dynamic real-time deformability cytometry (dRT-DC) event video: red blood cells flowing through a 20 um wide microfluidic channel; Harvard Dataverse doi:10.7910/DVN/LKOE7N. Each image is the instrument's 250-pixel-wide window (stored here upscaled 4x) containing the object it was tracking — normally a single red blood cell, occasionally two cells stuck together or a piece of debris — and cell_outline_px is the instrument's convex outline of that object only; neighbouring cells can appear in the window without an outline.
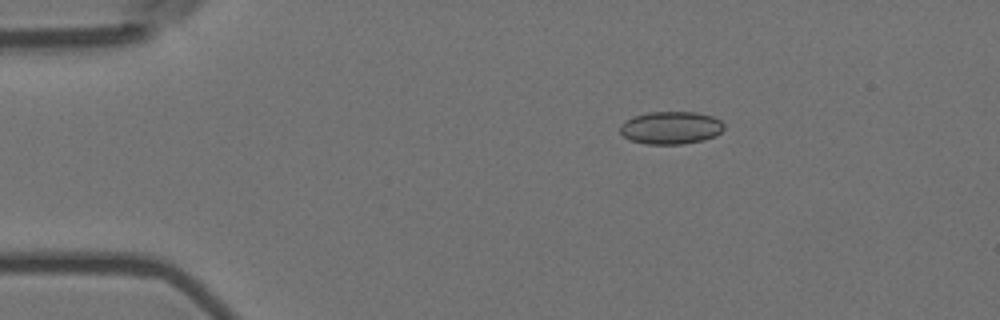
{"species": "Egyptian fruit bat (a non-hibernating species)", "species_latin": "Rousettus aegyptiacus", "temperature_condition": "room temperature", "stored_images_in_passage": 47, "camera_frame_rate_fps": 3000, "um_per_image_px": 0.085, "animal": {"sex": "female"}, "frame": {"image": 1, "passage_image": 1, "time_ms": 0.0, "image_size_px": [1000, 320], "cell_outline_px": [[724, 128], [716, 136], [704, 140], [684, 144], [648, 144], [632, 140], [624, 136], [620, 132], [620, 124], [636, 116], [648, 112], [696, 112], [712, 116], [720, 120], [724, 124]], "centroid_in_image_um": [57.06, 10.86], "position_along_channel_um": 27.9, "area_um2": 19.71}}
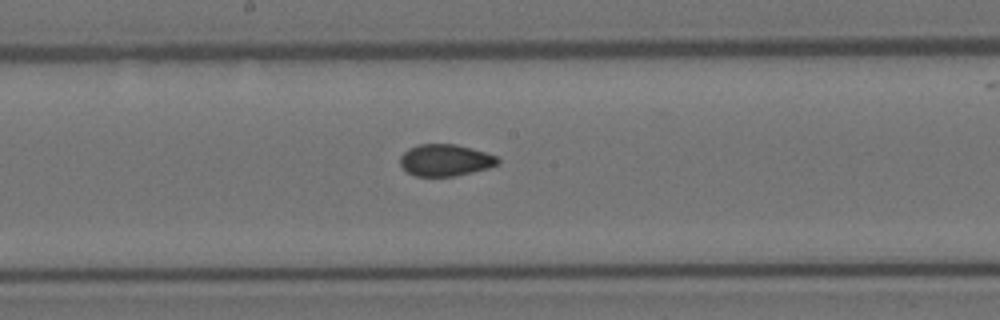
{"frame": {"image": 2, "passage_image": 21, "time_ms": 6.667, "image_size_px": [1000, 320], "cell_outline_px": [[500, 164], [488, 168], [456, 176], [416, 176], [408, 172], [400, 164], [400, 156], [408, 148], [420, 144], [456, 144], [472, 148], [496, 156], [500, 160]], "centroid_in_image_um": [37.86, 13.61], "position_along_channel_um": 210.3, "area_um2": 18.09}}
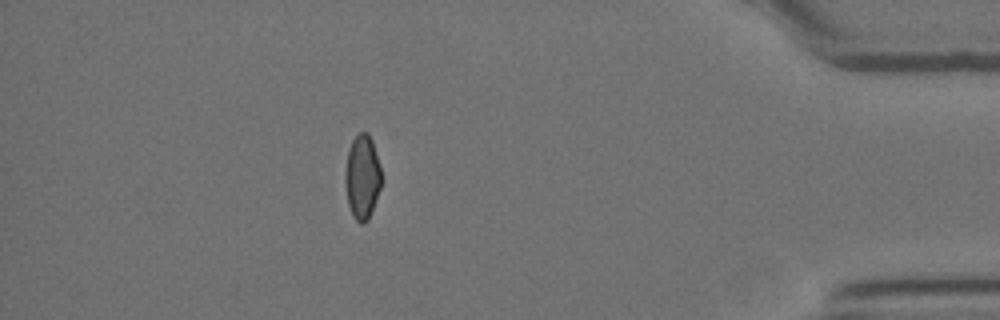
{"frame": {"image": 3, "passage_image": 41, "time_ms": 13.333, "image_size_px": [1000, 320], "cell_outline_px": [[380, 188], [368, 220], [364, 224], [360, 224], [352, 216], [348, 204], [344, 180], [344, 172], [348, 148], [352, 140], [360, 132], [368, 132], [372, 140], [380, 164]], "centroid_in_image_um": [30.76, 15.04], "position_along_channel_um": 404.4, "area_um2": 17.92}, "authors_computed_cell_mechanics": {"area_um2": 18.4382, "velocity_mm_per_s": 3.5952, "shape_relaxation_time_tau1_ms": null, "shape_relaxation_time_tau2_ms": 2.3388, "deformation_change_tau1": null, "deformation_change_tau2": 0.0603}}